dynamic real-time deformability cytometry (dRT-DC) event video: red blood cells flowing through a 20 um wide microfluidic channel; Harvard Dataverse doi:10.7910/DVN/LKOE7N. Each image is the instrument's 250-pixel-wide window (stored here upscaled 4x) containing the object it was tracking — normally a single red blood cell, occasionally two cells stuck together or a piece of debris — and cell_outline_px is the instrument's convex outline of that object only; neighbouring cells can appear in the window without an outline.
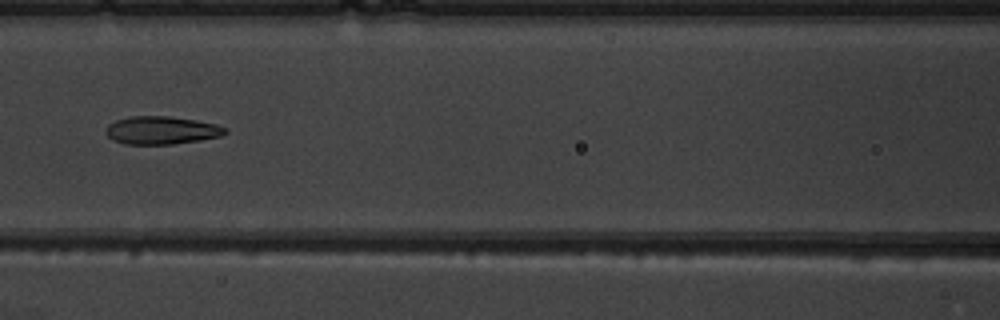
{"species": "common noctule bat (a hibernating species)", "species_latin": "Nyctalus noctula", "temperature_condition": "warm", "stored_images_in_passage": 7, "camera_frame_rate_fps": 3000, "um_per_image_px": 0.085, "animal": {"sex": "male", "body_mass_g": 19.5, "forearm_length_mm": 54.6}, "frame": {"image": 1, "passage_image": 6, "time_ms": 6.0, "image_size_px": [1000, 320], "cell_outline_px": [[228, 132], [220, 136], [200, 140], [172, 144], [124, 144], [112, 140], [104, 132], [104, 128], [108, 124], [116, 120], [132, 116], [168, 116], [196, 120], [216, 124], [228, 128]], "centroid_in_image_um": [13.71, 11.07], "position_along_channel_um": 152.9, "area_um2": 19.59}}
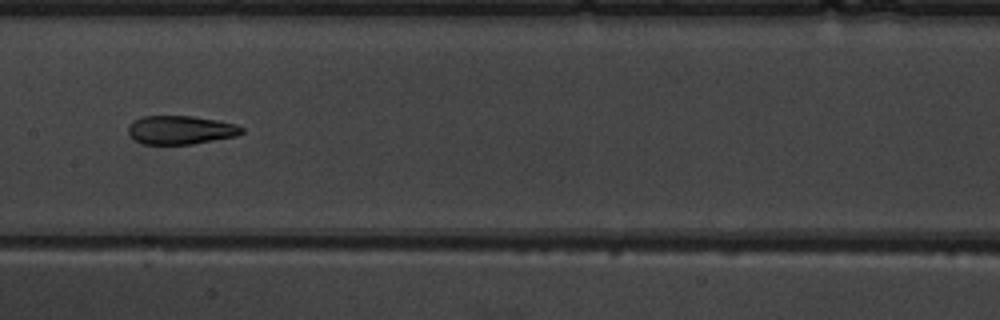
{"frame": {"image": 2, "passage_image": 7, "time_ms": 7.0, "image_size_px": [1000, 320], "cell_outline_px": [[244, 132], [236, 136], [192, 144], [140, 144], [128, 132], [128, 124], [132, 120], [144, 116], [192, 116], [216, 120], [236, 124], [244, 128]], "centroid_in_image_um": [15.34, 11.04], "position_along_channel_um": 192.1, "area_um2": 18.96}}